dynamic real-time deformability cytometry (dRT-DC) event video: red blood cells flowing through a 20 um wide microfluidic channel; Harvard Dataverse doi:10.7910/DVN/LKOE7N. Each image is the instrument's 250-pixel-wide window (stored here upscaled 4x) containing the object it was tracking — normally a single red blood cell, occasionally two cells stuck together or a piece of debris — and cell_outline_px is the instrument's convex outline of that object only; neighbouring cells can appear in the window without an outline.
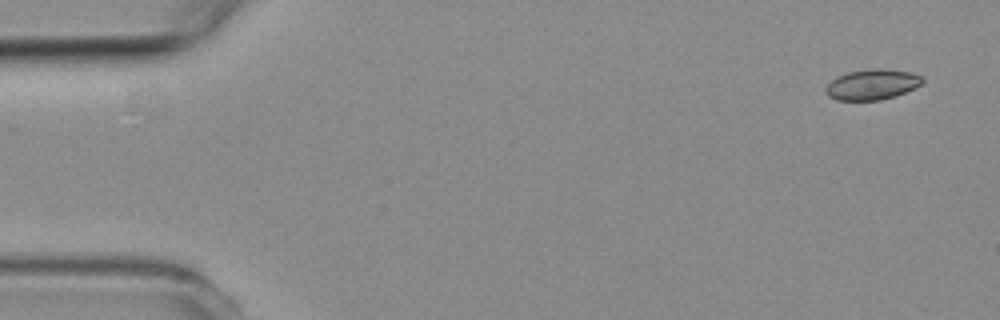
{"species": "common noctule bat (a hibernating species)", "species_latin": "Nyctalus noctula", "temperature_condition": "room temperature", "stored_images_in_passage": 3, "camera_frame_rate_fps": 3000, "um_per_image_px": 0.085, "animal": {"sex": "female", "body_mass_g": 19.3, "forearm_length_mm": 54.1}, "frame": {"image": 1, "passage_image": 1, "time_ms": 0.0, "image_size_px": [1000, 320], "cell_outline_px": [[924, 80], [920, 84], [896, 96], [880, 100], [836, 100], [828, 96], [828, 84], [836, 76], [848, 72], [872, 68], [884, 68], [912, 72], [924, 76]], "centroid_in_image_um": [74.17, 7.16], "position_along_channel_um": 10.8, "area_um2": 17.11}}
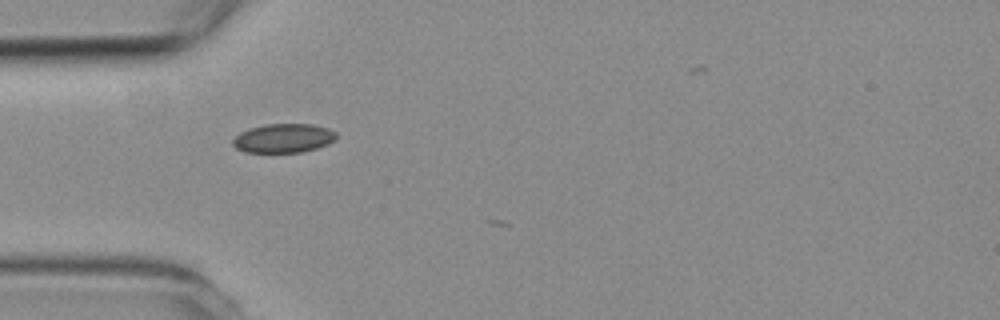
{"frame": {"image": 2, "passage_image": 2, "time_ms": 4.333, "image_size_px": [1000, 320], "cell_outline_px": [[336, 140], [328, 144], [316, 148], [300, 152], [244, 152], [236, 148], [232, 144], [232, 140], [240, 132], [248, 128], [264, 124], [312, 124], [328, 128], [336, 132]], "centroid_in_image_um": [24.09, 11.74], "position_along_channel_um": 60.9, "area_um2": 17.57}}
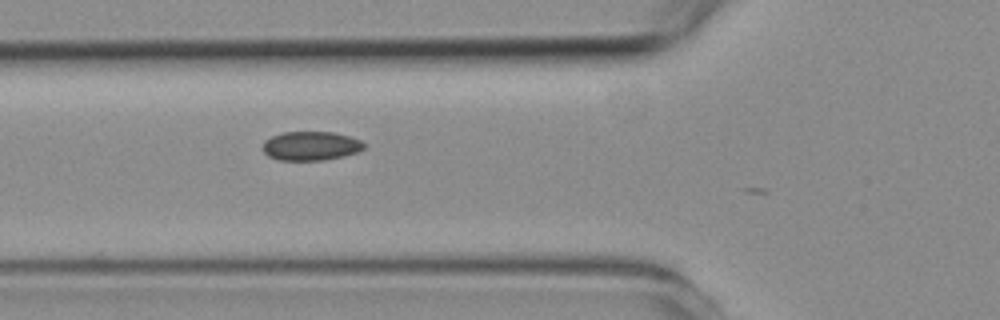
{"frame": {"image": 3, "passage_image": 3, "time_ms": 5.333, "image_size_px": [1000, 320], "cell_outline_px": [[364, 148], [356, 152], [344, 156], [324, 160], [280, 160], [268, 156], [264, 152], [264, 140], [272, 136], [284, 132], [332, 132], [348, 136], [360, 140], [364, 144]], "centroid_in_image_um": [26.41, 12.4], "position_along_channel_um": 99.4, "area_um2": 16.94}}